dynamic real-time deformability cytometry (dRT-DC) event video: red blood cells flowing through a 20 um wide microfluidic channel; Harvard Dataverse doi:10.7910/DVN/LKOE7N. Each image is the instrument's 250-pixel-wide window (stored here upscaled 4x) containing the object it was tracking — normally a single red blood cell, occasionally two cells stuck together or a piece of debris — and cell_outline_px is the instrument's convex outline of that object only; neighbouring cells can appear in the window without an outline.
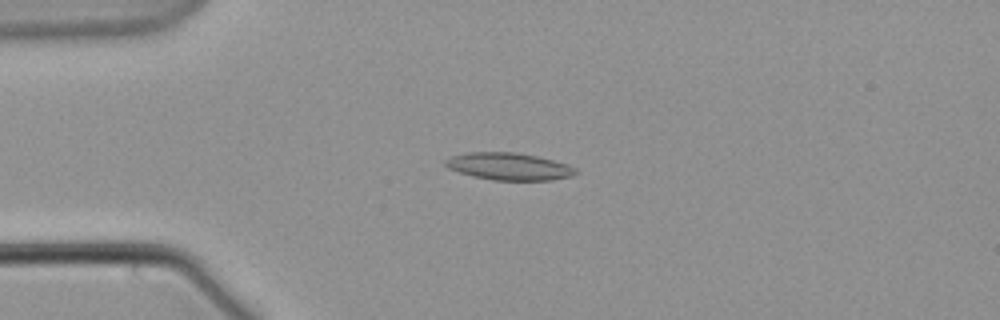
{"species": "common noctule bat (a hibernating species)", "species_latin": "Nyctalus noctula", "temperature_condition": "warm", "stored_images_in_passage": 60, "camera_frame_rate_fps": 3000, "um_per_image_px": 0.085, "animal": {"sex": "male", "body_mass_g": 21.5, "forearm_length_mm": 52.0}, "frame": {"image": 1, "passage_image": 16, "time_ms": 5.0, "image_size_px": [1000, 320], "cell_outline_px": [[576, 172], [572, 176], [552, 180], [492, 180], [472, 176], [448, 168], [444, 164], [444, 160], [452, 156], [468, 152], [516, 152], [536, 156], [568, 164], [576, 168]], "centroid_in_image_um": [43.25, 14.14], "position_along_channel_um": 41.8, "area_um2": 20.63}}
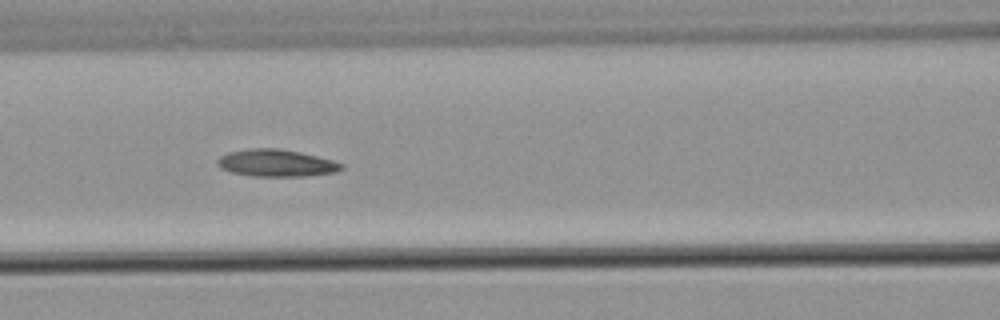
{"frame": {"image": 2, "passage_image": 27, "time_ms": 8.667, "image_size_px": [1000, 320], "cell_outline_px": [[344, 168], [336, 172], [308, 176], [252, 176], [232, 172], [220, 168], [216, 164], [216, 160], [220, 156], [228, 152], [252, 148], [280, 148], [300, 152], [332, 160], [344, 164]], "centroid_in_image_um": [23.48, 13.86], "position_along_channel_um": 143.1, "area_um2": 19.71}}
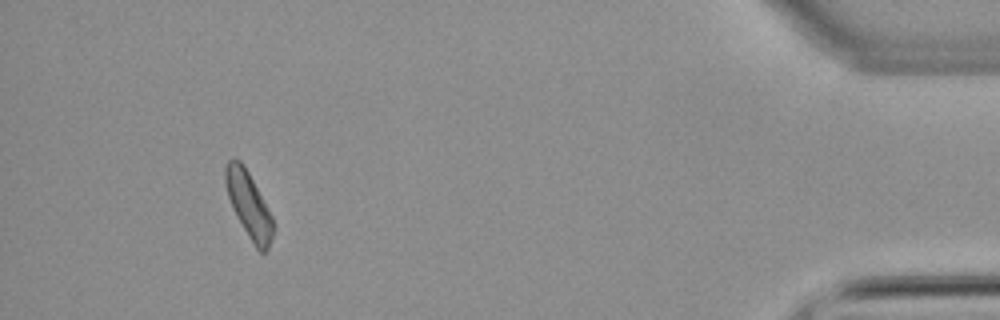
{"frame": {"image": 3, "passage_image": 56, "time_ms": 18.333, "image_size_px": [1000, 320], "cell_outline_px": [[276, 228], [268, 248], [264, 252], [260, 252], [256, 248], [236, 216], [232, 208], [224, 184], [224, 168], [228, 160], [240, 160], [244, 164], [272, 216]], "centroid_in_image_um": [21.14, 17.41], "position_along_channel_um": 414.1, "area_um2": 18.32}}